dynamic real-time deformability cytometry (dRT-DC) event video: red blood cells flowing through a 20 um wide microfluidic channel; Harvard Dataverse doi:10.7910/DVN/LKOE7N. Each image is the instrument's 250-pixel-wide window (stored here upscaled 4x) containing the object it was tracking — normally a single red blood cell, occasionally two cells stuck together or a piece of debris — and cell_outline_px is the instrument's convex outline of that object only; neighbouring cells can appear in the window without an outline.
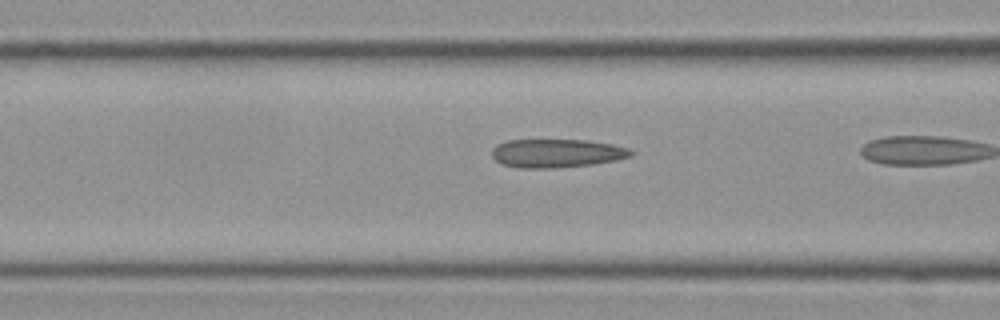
{"species": "Egyptian fruit bat (a non-hibernating species)", "species_latin": "Rousettus aegyptiacus", "temperature_condition": "cold", "stored_images_in_passage": 23, "camera_frame_rate_fps": 3000, "um_per_image_px": 0.085, "frame": {"image": 1, "passage_image": 7, "time_ms": 2.0, "image_size_px": [1000, 320], "cell_outline_px": [[636, 152], [632, 156], [616, 160], [592, 164], [552, 168], [520, 168], [500, 164], [492, 156], [492, 148], [496, 144], [508, 140], [588, 140], [612, 144], [628, 148]], "centroid_in_image_um": [47.31, 13.02], "position_along_channel_um": 119.3, "area_um2": 23.24}}
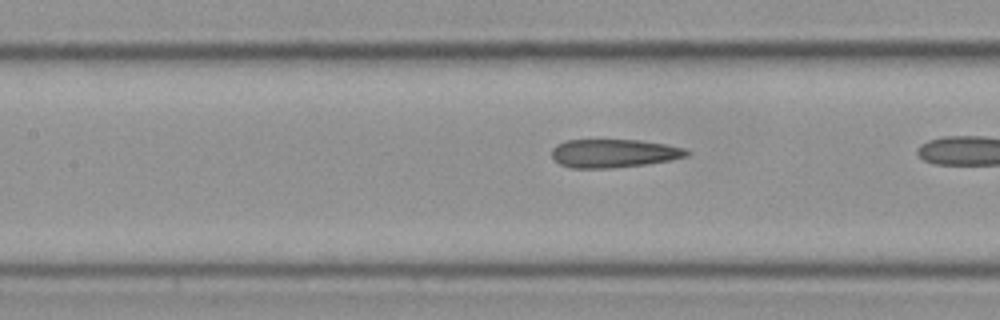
{"frame": {"image": 2, "passage_image": 10, "time_ms": 3.0, "image_size_px": [1000, 320], "cell_outline_px": [[692, 152], [688, 156], [668, 160], [644, 164], [612, 168], [572, 168], [560, 164], [552, 156], [552, 148], [556, 144], [564, 140], [640, 140], [664, 144], [684, 148]], "centroid_in_image_um": [52.15, 13.02], "position_along_channel_um": 155.2, "area_um2": 22.25}}
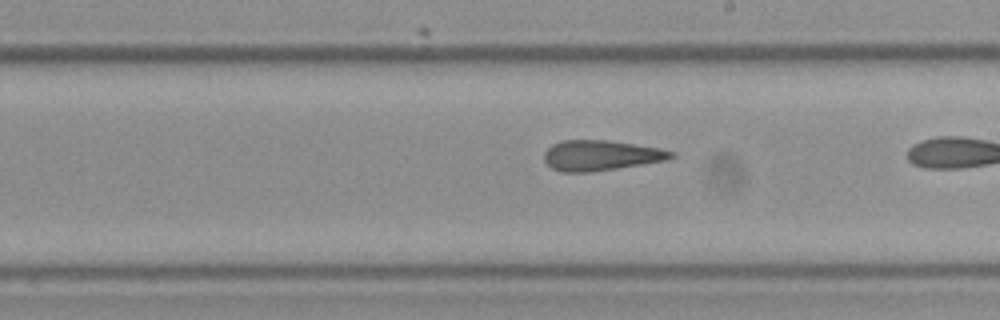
{"frame": {"image": 3, "passage_image": 17, "time_ms": 5.333, "image_size_px": [1000, 320], "cell_outline_px": [[676, 156], [664, 160], [616, 168], [588, 172], [560, 172], [552, 168], [544, 160], [544, 152], [552, 144], [564, 140], [608, 140], [660, 148], [676, 152]], "centroid_in_image_um": [51.05, 13.2], "position_along_channel_um": 237.9, "area_um2": 22.25}}